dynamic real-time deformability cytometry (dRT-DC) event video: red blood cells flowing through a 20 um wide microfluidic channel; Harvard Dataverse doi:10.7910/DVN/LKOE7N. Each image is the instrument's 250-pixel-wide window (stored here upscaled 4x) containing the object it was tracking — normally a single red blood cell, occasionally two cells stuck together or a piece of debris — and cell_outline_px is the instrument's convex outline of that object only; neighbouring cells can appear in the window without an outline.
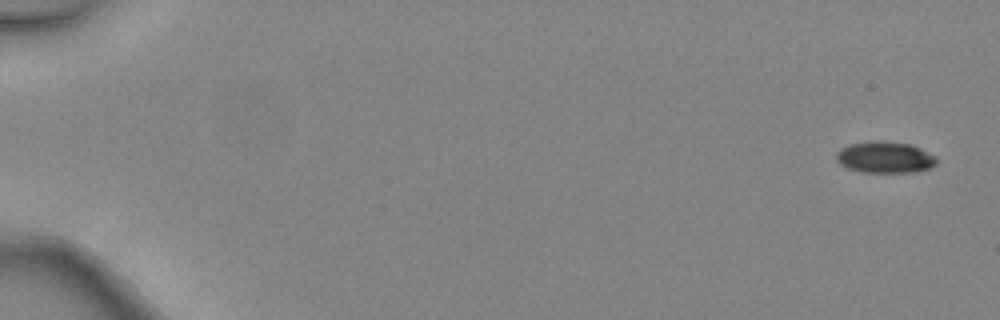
{"species": "common noctule bat (a hibernating species)", "species_latin": "Nyctalus noctula", "temperature_condition": "warm", "stored_images_in_passage": 6, "camera_frame_rate_fps": 3000, "um_per_image_px": 0.085, "animal": {"sex": "female", "body_mass_g": 24.6, "forearm_length_mm": 56.2}, "frame": {"image": 1, "passage_image": 1, "time_ms": 0.0, "image_size_px": [1000, 320], "cell_outline_px": [[936, 164], [928, 168], [916, 172], [864, 172], [848, 168], [840, 164], [836, 160], [836, 152], [840, 148], [848, 144], [876, 140], [884, 140], [912, 144], [936, 156]], "centroid_in_image_um": [75.2, 13.35], "position_along_channel_um": 9.8, "area_um2": 18.55}}
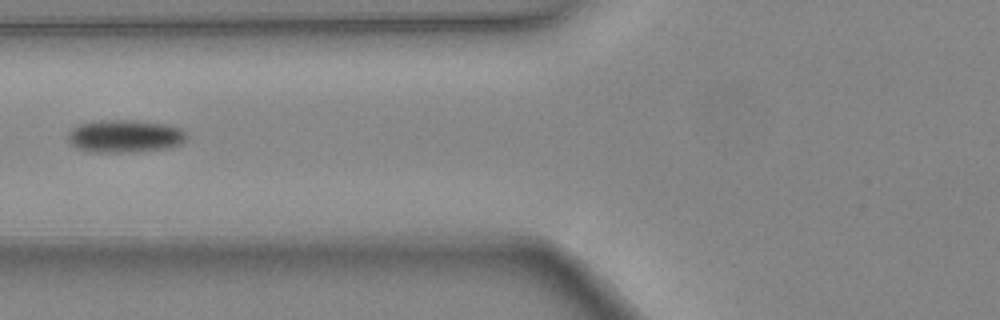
{"frame": {"image": 2, "passage_image": 5, "time_ms": 1.333, "image_size_px": [1000, 320], "cell_outline_px": [[188, 136], [180, 144], [168, 148], [132, 152], [92, 152], [76, 148], [68, 144], [68, 132], [72, 128], [80, 124], [92, 120], [136, 120], [164, 124], [180, 128]], "centroid_in_image_um": [10.56, 11.57], "position_along_channel_um": 115.2, "area_um2": 22.83}}
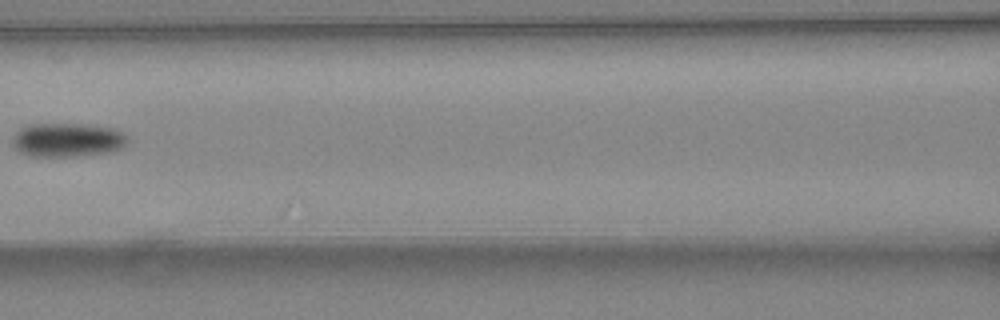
{"frame": {"image": 3, "passage_image": 6, "time_ms": 1.667, "image_size_px": [1000, 320], "cell_outline_px": [[128, 140], [120, 148], [112, 152], [80, 156], [28, 156], [20, 152], [12, 144], [12, 140], [16, 132], [20, 128], [28, 124], [88, 124], [112, 128], [120, 132]], "centroid_in_image_um": [5.69, 11.89], "position_along_channel_um": 160.9, "area_um2": 22.72}}